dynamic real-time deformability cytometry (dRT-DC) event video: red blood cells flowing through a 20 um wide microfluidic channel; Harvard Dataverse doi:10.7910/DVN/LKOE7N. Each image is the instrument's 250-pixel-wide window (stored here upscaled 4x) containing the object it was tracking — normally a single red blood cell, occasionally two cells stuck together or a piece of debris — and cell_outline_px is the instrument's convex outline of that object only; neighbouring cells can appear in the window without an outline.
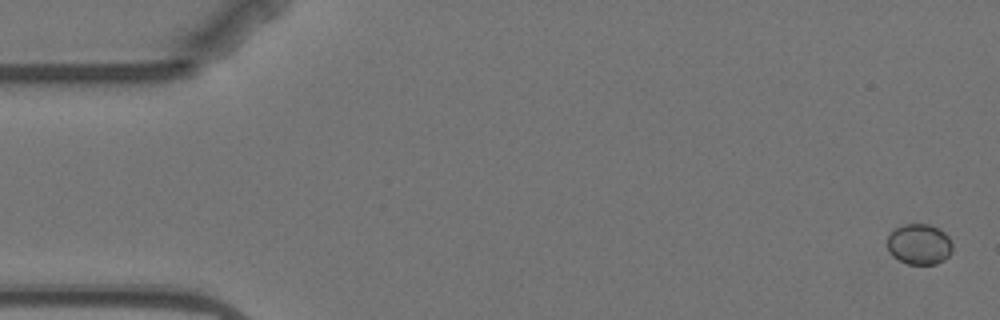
{"species": "Egyptian fruit bat (a non-hibernating species)", "species_latin": "Rousettus aegyptiacus", "temperature_condition": "warm", "stored_images_in_passage": 6, "segment_of_instrument_passage": [1, 2], "camera_frame_rate_fps": 3000, "um_per_image_px": 0.085, "animal": {"sex": "female"}, "frame": {"image": 1, "passage_image": 1, "time_ms": 0.0, "image_size_px": [1000, 320], "cell_outline_px": [[952, 252], [944, 260], [936, 264], [908, 264], [892, 256], [888, 248], [888, 236], [892, 228], [904, 224], [928, 224], [940, 228], [948, 236], [952, 244]], "centroid_in_image_um": [78.14, 20.74], "position_along_channel_um": 6.9, "area_um2": 15.61}}
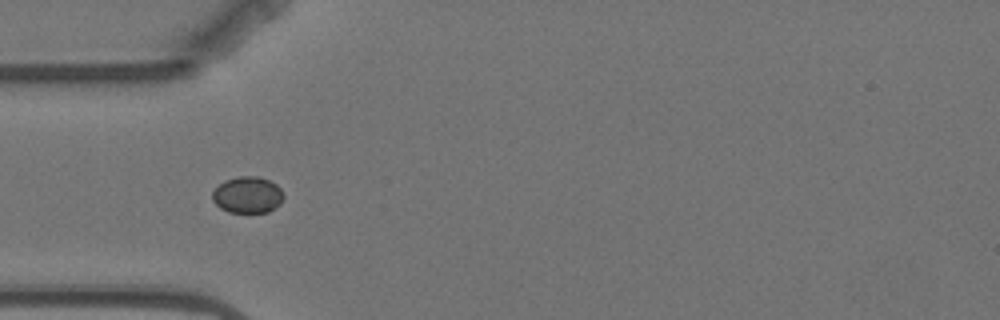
{"frame": {"image": 2, "passage_image": 4, "time_ms": 5.333, "image_size_px": [1000, 320], "cell_outline_px": [[284, 196], [280, 204], [268, 212], [228, 212], [220, 208], [212, 200], [212, 192], [224, 180], [240, 176], [256, 176], [268, 180], [276, 184], [280, 188]], "centroid_in_image_um": [21.04, 16.56], "position_along_channel_um": 64.0, "area_um2": 15.09}}
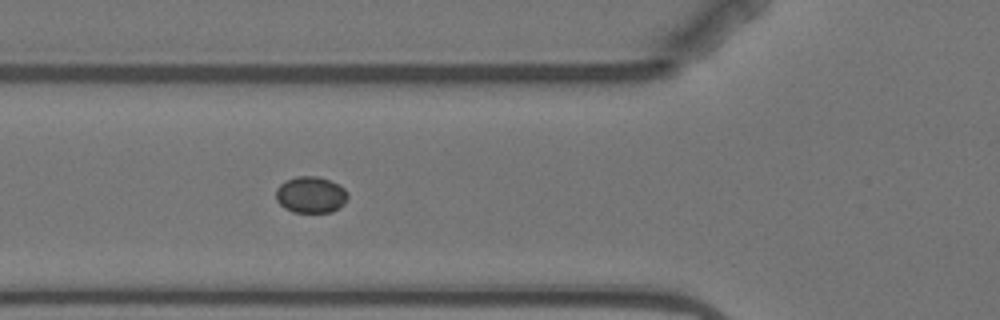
{"frame": {"image": 3, "passage_image": 5, "time_ms": 6.333, "image_size_px": [1000, 320], "cell_outline_px": [[348, 196], [344, 204], [332, 212], [292, 212], [284, 208], [276, 200], [276, 188], [280, 184], [296, 176], [320, 176], [344, 188], [348, 192]], "centroid_in_image_um": [26.41, 16.56], "position_along_channel_um": 99.4, "area_um2": 15.26}}